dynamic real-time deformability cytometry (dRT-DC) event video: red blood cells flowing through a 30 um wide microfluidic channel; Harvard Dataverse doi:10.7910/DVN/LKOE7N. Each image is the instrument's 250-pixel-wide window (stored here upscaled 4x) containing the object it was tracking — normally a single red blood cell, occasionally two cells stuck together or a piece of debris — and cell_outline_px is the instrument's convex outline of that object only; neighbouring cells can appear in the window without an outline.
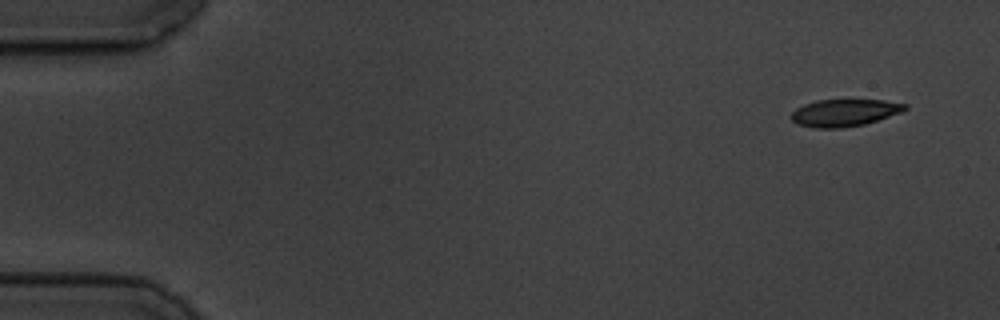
{"species": "common noctule bat (a hibernating species)", "species_latin": "Nyctalus noctula", "temperature_condition": "cold", "stored_images_in_passage": 4, "camera_frame_rate_fps": 3000, "um_per_image_px": 0.085, "animal": {"sex": "male", "body_mass_g": 19.5, "forearm_length_mm": 54.6}, "frame": {"image": 1, "passage_image": 1, "time_ms": 0.0, "image_size_px": [1000, 320], "cell_outline_px": [[908, 108], [900, 112], [864, 124], [840, 128], [812, 128], [796, 124], [788, 116], [796, 108], [804, 104], [816, 100], [884, 100], [908, 104]], "centroid_in_image_um": [71.72, 9.58], "position_along_channel_um": 13.3, "area_um2": 18.03}}
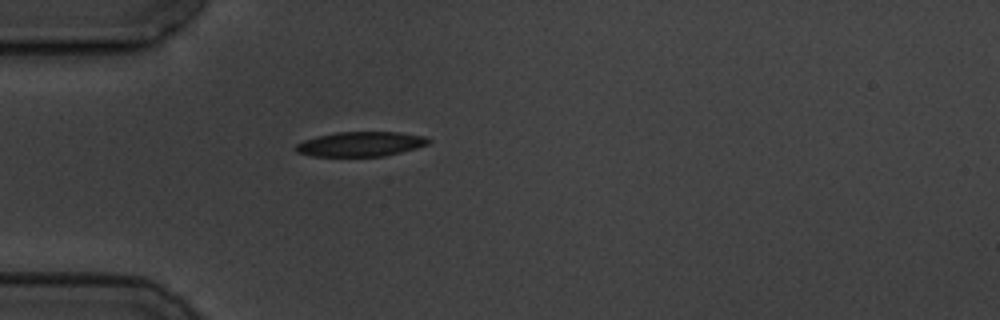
{"frame": {"image": 2, "passage_image": 4, "time_ms": 4.333, "image_size_px": [1000, 320], "cell_outline_px": [[432, 140], [428, 144], [416, 148], [384, 156], [312, 156], [296, 152], [296, 144], [304, 140], [316, 136], [336, 132], [400, 132], [424, 136]], "centroid_in_image_um": [30.65, 12.24], "position_along_channel_um": 54.3, "area_um2": 19.07}}